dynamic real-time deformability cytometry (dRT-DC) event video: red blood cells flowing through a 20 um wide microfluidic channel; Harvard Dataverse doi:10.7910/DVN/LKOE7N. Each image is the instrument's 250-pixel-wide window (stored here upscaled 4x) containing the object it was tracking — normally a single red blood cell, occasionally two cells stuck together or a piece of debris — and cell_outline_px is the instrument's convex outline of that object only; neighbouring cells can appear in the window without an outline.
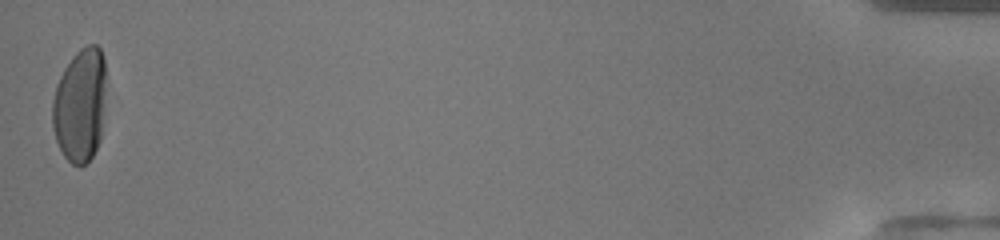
{"species": "human", "species_latin": "Homo sapiens", "temperature_condition": "warm", "stored_images_in_passage": 48, "camera_frame_rate_fps": 3000, "um_per_image_px": 0.085, "donor": {"sex": "female"}, "frame": {"image": 1, "passage_image": 48, "time_ms": 15.667, "image_size_px": [1000, 240], "cell_outline_px": [[104, 108], [100, 140], [92, 156], [80, 168], [72, 164], [64, 156], [56, 140], [52, 128], [52, 100], [56, 84], [64, 68], [72, 56], [80, 48], [88, 44], [96, 44], [100, 48], [104, 60]], "centroid_in_image_um": [6.78, 8.94], "position_along_channel_um": 428.4, "area_um2": 35.72}, "authors_computed_cell_mechanics": {"area_um2": 37.0787, "velocity_mm_per_s": 4.1741, "shape_relaxation_time_tau1_ms": 2.244, "shape_relaxation_time_tau2_ms": null, "deformation_change_tau1": 0.1902, "deformation_change_tau2": null}}